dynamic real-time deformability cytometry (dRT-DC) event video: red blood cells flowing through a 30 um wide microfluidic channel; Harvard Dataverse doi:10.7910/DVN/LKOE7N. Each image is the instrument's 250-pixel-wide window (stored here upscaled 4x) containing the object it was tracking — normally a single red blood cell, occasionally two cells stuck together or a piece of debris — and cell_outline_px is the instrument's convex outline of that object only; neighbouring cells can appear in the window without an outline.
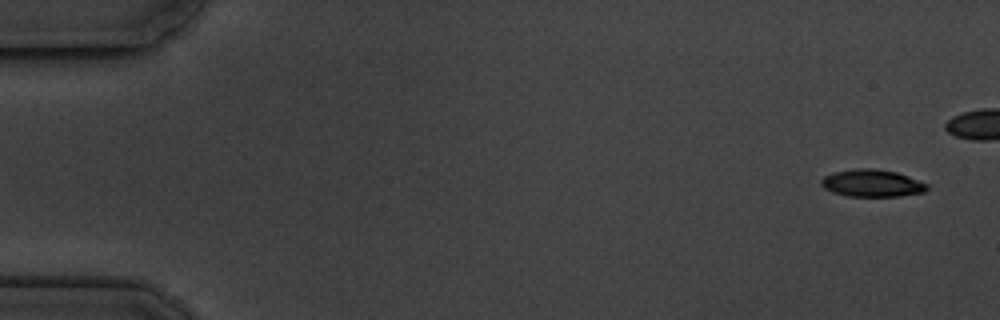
{"species": "common noctule bat (a hibernating species)", "species_latin": "Nyctalus noctula", "temperature_condition": "cold", "stored_images_in_passage": 6, "camera_frame_rate_fps": 3000, "um_per_image_px": 0.085, "animal": {"sex": "male", "body_mass_g": 19.5, "forearm_length_mm": 54.6}, "frame": {"image": 1, "passage_image": 1, "time_ms": 0.0, "image_size_px": [1000, 320], "cell_outline_px": [[928, 188], [924, 192], [900, 196], [848, 196], [832, 192], [824, 188], [820, 184], [820, 180], [824, 176], [832, 172], [856, 168], [876, 168], [896, 172], [908, 176], [928, 184]], "centroid_in_image_um": [74.1, 15.56], "position_along_channel_um": 10.9, "area_um2": 16.94}}
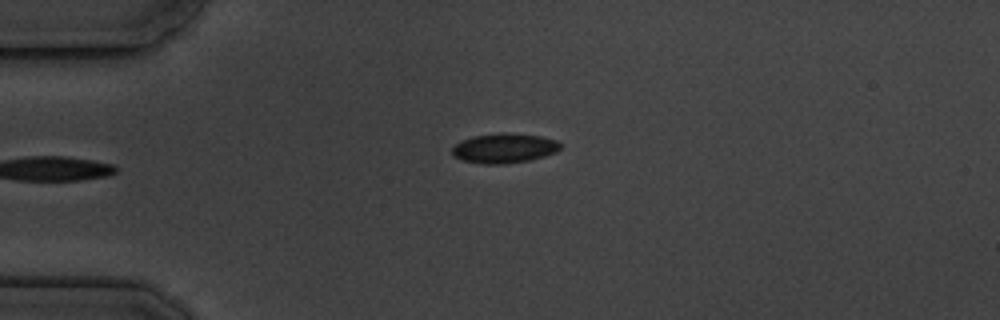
{"frame": {"image": 2, "passage_image": 6, "time_ms": 5.667, "image_size_px": [1000, 320], "cell_outline_px": [[560, 148], [556, 152], [544, 156], [528, 160], [504, 164], [484, 164], [460, 160], [452, 156], [452, 148], [460, 140], [472, 136], [504, 132], [508, 132], [540, 136], [556, 140], [560, 144]], "centroid_in_image_um": [42.81, 12.59], "position_along_channel_um": 42.2, "area_um2": 18.84}}